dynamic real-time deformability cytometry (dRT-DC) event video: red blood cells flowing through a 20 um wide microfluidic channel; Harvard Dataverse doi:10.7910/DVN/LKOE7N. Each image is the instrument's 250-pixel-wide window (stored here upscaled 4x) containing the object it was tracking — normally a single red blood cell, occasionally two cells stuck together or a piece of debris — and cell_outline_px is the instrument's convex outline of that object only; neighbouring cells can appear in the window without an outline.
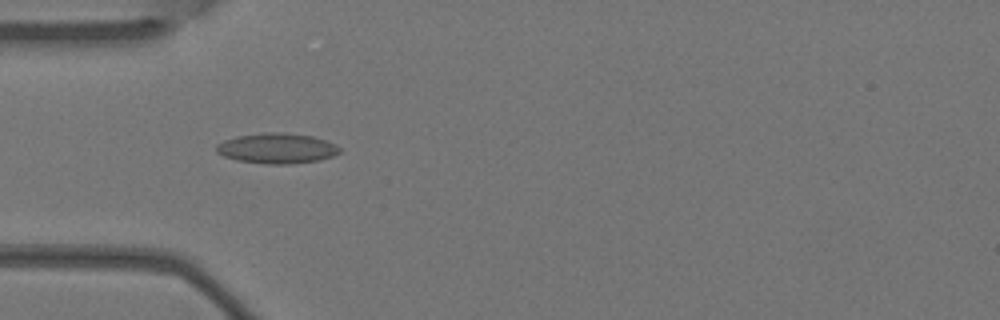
{"species": "Egyptian fruit bat (a non-hibernating species)", "species_latin": "Rousettus aegyptiacus", "temperature_condition": "warm", "stored_images_in_passage": 2, "camera_frame_rate_fps": 3000, "um_per_image_px": 0.085, "animal": {"sex": "female"}, "frame": {"image": 1, "passage_image": 2, "time_ms": 0.333, "image_size_px": [1000, 320], "cell_outline_px": [[340, 152], [332, 156], [320, 160], [292, 164], [264, 164], [236, 160], [224, 156], [216, 152], [216, 144], [224, 140], [236, 136], [264, 132], [284, 132], [312, 136], [336, 144], [340, 148]], "centroid_in_image_um": [23.52, 12.61], "position_along_channel_um": 61.5, "area_um2": 21.96}}